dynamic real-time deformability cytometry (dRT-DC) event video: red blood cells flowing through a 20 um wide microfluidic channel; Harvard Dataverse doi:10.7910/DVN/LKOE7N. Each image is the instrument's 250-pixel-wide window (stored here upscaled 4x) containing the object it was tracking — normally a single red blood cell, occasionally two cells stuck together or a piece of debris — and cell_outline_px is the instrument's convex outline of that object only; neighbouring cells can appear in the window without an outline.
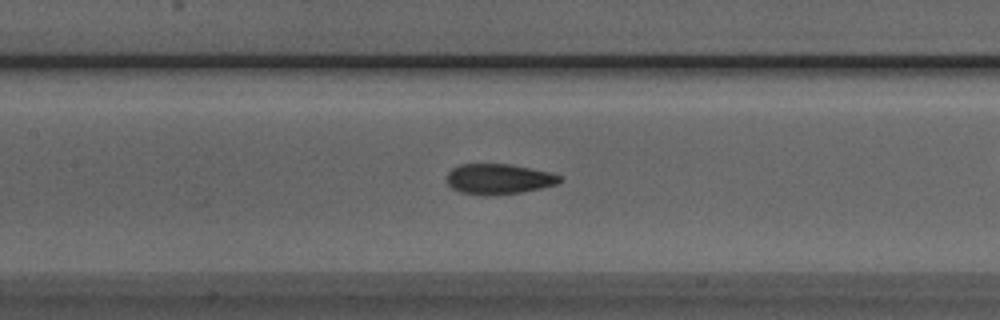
{"species": "Egyptian fruit bat (a non-hibernating species)", "species_latin": "Rousettus aegyptiacus", "temperature_condition": "room temperature", "stored_images_in_passage": 43, "camera_frame_rate_fps": 3000, "um_per_image_px": 0.085, "animal": {"sex": "male"}, "frame": {"image": 1, "passage_image": 22, "time_ms": 7.0, "image_size_px": [1000, 320], "cell_outline_px": [[564, 180], [556, 184], [540, 188], [520, 192], [484, 196], [460, 192], [452, 188], [444, 180], [448, 172], [452, 168], [460, 164], [512, 164], [552, 172], [560, 176]], "centroid_in_image_um": [42.37, 15.21], "position_along_channel_um": 165.0, "area_um2": 20.23}}
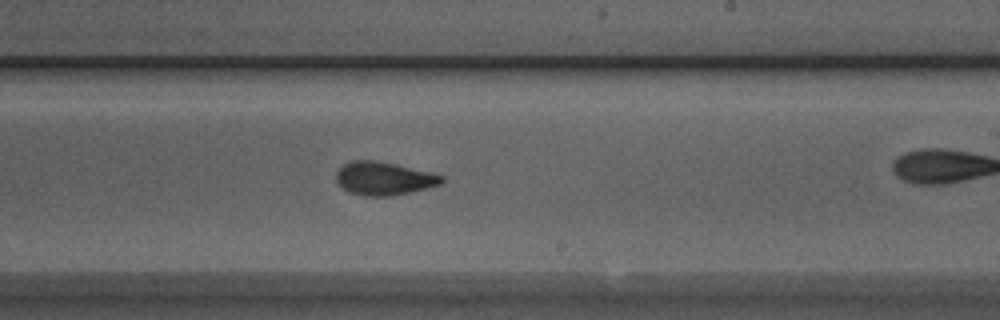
{"frame": {"image": 2, "passage_image": 29, "time_ms": 9.333, "image_size_px": [1000, 320], "cell_outline_px": [[444, 180], [440, 184], [428, 188], [392, 196], [364, 196], [348, 192], [336, 184], [336, 172], [344, 164], [352, 160], [376, 160], [428, 172], [444, 176]], "centroid_in_image_um": [32.58, 15.18], "position_along_channel_um": 256.4, "area_um2": 20.4}}
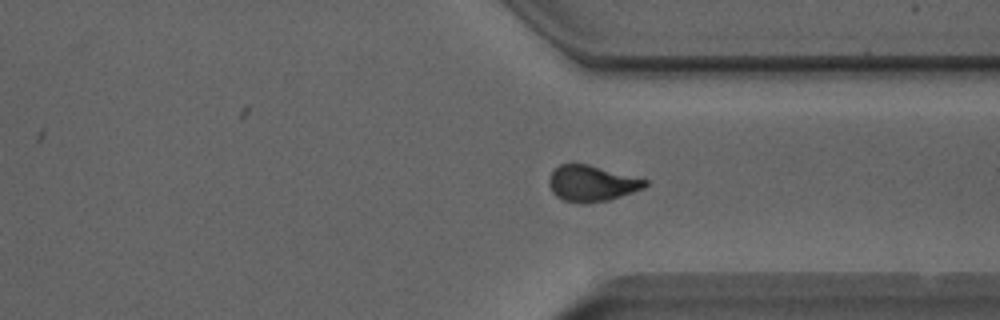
{"frame": {"image": 3, "passage_image": 37, "time_ms": 12.0, "image_size_px": [1000, 320], "cell_outline_px": [[648, 184], [644, 188], [608, 200], [580, 204], [564, 200], [556, 196], [552, 192], [548, 184], [548, 180], [552, 172], [560, 164], [588, 164], [648, 180]], "centroid_in_image_um": [50.28, 15.59], "position_along_channel_um": 361.1, "area_um2": 20.0}}